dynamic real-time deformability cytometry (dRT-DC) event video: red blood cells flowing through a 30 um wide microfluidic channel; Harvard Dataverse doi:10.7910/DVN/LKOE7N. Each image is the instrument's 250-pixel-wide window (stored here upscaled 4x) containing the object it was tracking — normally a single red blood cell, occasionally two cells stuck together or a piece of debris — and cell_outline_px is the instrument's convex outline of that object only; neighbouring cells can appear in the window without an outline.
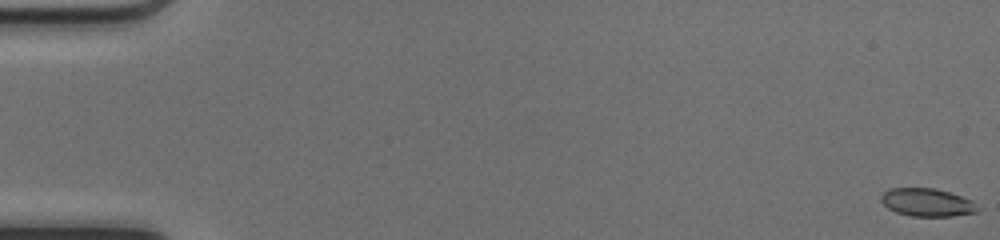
{"species": "common noctule bat (a hibernating species)", "species_latin": "Nyctalus noctula", "temperature_condition": "cold", "stored_images_in_passage": 51, "camera_frame_rate_fps": 3000, "um_per_image_px": 0.085, "animal": {"sex": "female", "body_mass_g": 17.0, "forearm_length_mm": 48.0}, "frame": {"image": 1, "passage_image": 1, "time_ms": 0.0, "image_size_px": [1000, 240], "cell_outline_px": [[976, 212], [952, 216], [912, 216], [896, 212], [888, 208], [880, 200], [880, 196], [888, 188], [936, 188], [972, 200], [976, 208]], "centroid_in_image_um": [78.74, 17.19], "position_along_channel_um": 6.3, "area_um2": 15.55}}
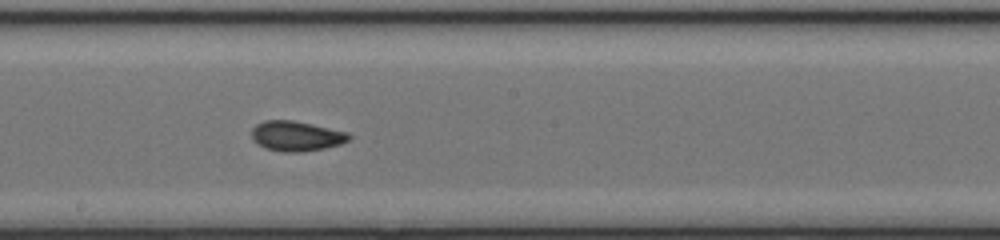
{"frame": {"image": 2, "passage_image": 29, "time_ms": 9.333, "image_size_px": [1000, 240], "cell_outline_px": [[352, 136], [348, 140], [340, 144], [324, 148], [300, 152], [284, 152], [264, 148], [252, 136], [252, 128], [256, 124], [264, 120], [292, 120], [312, 124], [348, 132]], "centroid_in_image_um": [25.2, 11.55], "position_along_channel_um": 223.0, "area_um2": 16.88}}
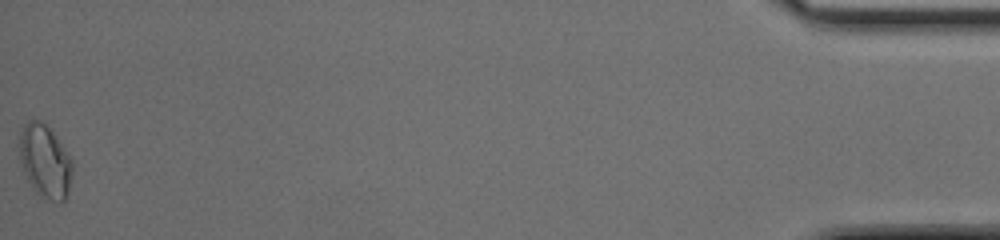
{"frame": {"image": 3, "passage_image": 51, "time_ms": 16.667, "image_size_px": [1000, 240], "cell_outline_px": [[72, 176], [68, 192], [64, 200], [60, 204], [40, 196], [32, 188], [24, 172], [20, 160], [16, 144], [20, 132], [24, 124], [28, 120], [40, 120], [56, 136], [72, 160]], "centroid_in_image_um": [3.79, 13.71], "position_along_channel_um": 431.4, "area_um2": 22.89}, "authors_computed_cell_mechanics": {"area_um2": 16.6464, "velocity_mm_per_s": 4.1832, "shape_relaxation_time_tau1_ms": 9.6525, "shape_relaxation_time_tau2_ms": 1.8506, "deformation_change_tau1": 0.1988, "deformation_change_tau2": 0.0604}}